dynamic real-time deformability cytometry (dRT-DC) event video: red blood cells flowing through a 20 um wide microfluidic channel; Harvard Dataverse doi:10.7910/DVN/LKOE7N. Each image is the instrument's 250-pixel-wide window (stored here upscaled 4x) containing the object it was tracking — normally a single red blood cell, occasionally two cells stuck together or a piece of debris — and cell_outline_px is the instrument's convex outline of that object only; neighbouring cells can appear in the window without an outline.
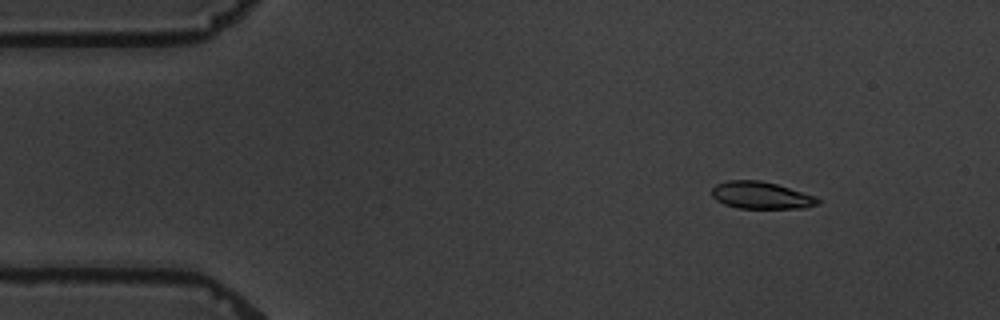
{"species": "common noctule bat (a hibernating species)", "species_latin": "Nyctalus noctula", "temperature_condition": "warm", "stored_images_in_passage": 4, "segment_of_instrument_passage": [2, 2], "camera_frame_rate_fps": 3000, "um_per_image_px": 0.085, "animal": {"sex": "male", "body_mass_g": 19.5, "forearm_length_mm": 54.6}, "frame": {"image": 1, "passage_image": 4, "time_ms": 5.0, "image_size_px": [1000, 320], "cell_outline_px": [[820, 204], [804, 208], [736, 208], [724, 204], [716, 200], [712, 196], [712, 188], [716, 184], [728, 180], [760, 180], [776, 184], [816, 196], [820, 200]], "centroid_in_image_um": [64.69, 16.6], "position_along_channel_um": 20.3, "area_um2": 16.82}}